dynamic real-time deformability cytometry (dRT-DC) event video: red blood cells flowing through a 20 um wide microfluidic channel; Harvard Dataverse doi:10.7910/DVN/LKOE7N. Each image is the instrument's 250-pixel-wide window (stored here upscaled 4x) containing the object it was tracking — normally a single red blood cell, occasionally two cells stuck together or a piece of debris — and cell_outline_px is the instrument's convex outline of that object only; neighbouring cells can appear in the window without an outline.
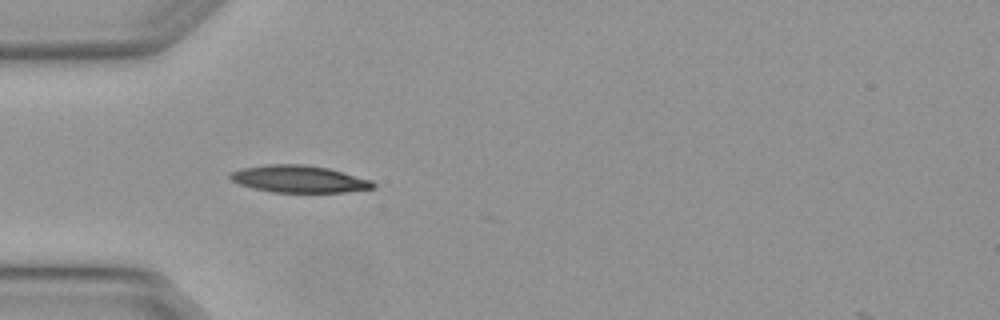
{"species": "Egyptian fruit bat (a non-hibernating species)", "species_latin": "Rousettus aegyptiacus", "temperature_condition": "warm", "stored_images_in_passage": 4, "camera_frame_rate_fps": 3000, "um_per_image_px": 0.085, "animal": {"sex": "female"}, "frame": {"image": 1, "passage_image": 3, "time_ms": 0.667, "image_size_px": [1000, 320], "cell_outline_px": [[376, 188], [344, 192], [272, 192], [252, 188], [240, 184], [232, 180], [228, 176], [232, 172], [240, 168], [264, 164], [304, 164], [328, 168], [344, 172], [372, 180], [376, 184]], "centroid_in_image_um": [25.43, 15.21], "position_along_channel_um": 59.6, "area_um2": 22.72}}
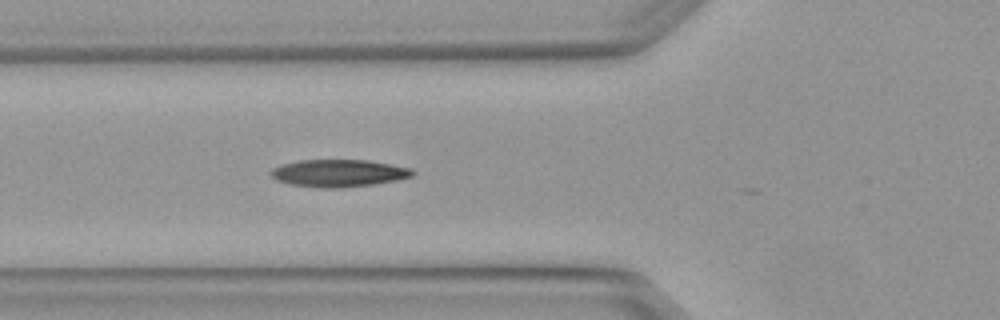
{"frame": {"image": 2, "passage_image": 4, "time_ms": 1.0, "image_size_px": [1000, 320], "cell_outline_px": [[416, 172], [412, 176], [396, 180], [372, 184], [336, 188], [324, 188], [292, 184], [276, 180], [268, 172], [272, 168], [280, 164], [300, 160], [368, 160], [412, 168]], "centroid_in_image_um": [28.77, 14.7], "position_along_channel_um": 97.0, "area_um2": 22.48}}